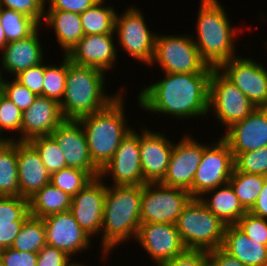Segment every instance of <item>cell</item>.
I'll return each instance as SVG.
<instances>
[{"instance_id":"19","label":"cell","mask_w":267,"mask_h":266,"mask_svg":"<svg viewBox=\"0 0 267 266\" xmlns=\"http://www.w3.org/2000/svg\"><path fill=\"white\" fill-rule=\"evenodd\" d=\"M119 53L117 51L115 33L84 35L67 53V57L75 64L94 67L105 73L114 72Z\"/></svg>"},{"instance_id":"40","label":"cell","mask_w":267,"mask_h":266,"mask_svg":"<svg viewBox=\"0 0 267 266\" xmlns=\"http://www.w3.org/2000/svg\"><path fill=\"white\" fill-rule=\"evenodd\" d=\"M4 77L2 93L11 100L21 112L27 110L34 102L37 95L18 82L14 77ZM11 80V81H10Z\"/></svg>"},{"instance_id":"51","label":"cell","mask_w":267,"mask_h":266,"mask_svg":"<svg viewBox=\"0 0 267 266\" xmlns=\"http://www.w3.org/2000/svg\"><path fill=\"white\" fill-rule=\"evenodd\" d=\"M6 44H7V40H6L5 32L0 22V51L4 48Z\"/></svg>"},{"instance_id":"41","label":"cell","mask_w":267,"mask_h":266,"mask_svg":"<svg viewBox=\"0 0 267 266\" xmlns=\"http://www.w3.org/2000/svg\"><path fill=\"white\" fill-rule=\"evenodd\" d=\"M235 225L252 241L267 245V219L246 212Z\"/></svg>"},{"instance_id":"11","label":"cell","mask_w":267,"mask_h":266,"mask_svg":"<svg viewBox=\"0 0 267 266\" xmlns=\"http://www.w3.org/2000/svg\"><path fill=\"white\" fill-rule=\"evenodd\" d=\"M191 198L185 189L147 182L142 185L141 223L176 224Z\"/></svg>"},{"instance_id":"6","label":"cell","mask_w":267,"mask_h":266,"mask_svg":"<svg viewBox=\"0 0 267 266\" xmlns=\"http://www.w3.org/2000/svg\"><path fill=\"white\" fill-rule=\"evenodd\" d=\"M176 228L186 249L210 251L222 246L226 225L199 198H191Z\"/></svg>"},{"instance_id":"4","label":"cell","mask_w":267,"mask_h":266,"mask_svg":"<svg viewBox=\"0 0 267 266\" xmlns=\"http://www.w3.org/2000/svg\"><path fill=\"white\" fill-rule=\"evenodd\" d=\"M106 77L104 71L75 64L67 57L65 92L60 103L63 118L77 120L102 110L125 90L124 85H118V91L107 93Z\"/></svg>"},{"instance_id":"29","label":"cell","mask_w":267,"mask_h":266,"mask_svg":"<svg viewBox=\"0 0 267 266\" xmlns=\"http://www.w3.org/2000/svg\"><path fill=\"white\" fill-rule=\"evenodd\" d=\"M108 0H98L80 14L84 35L115 33L117 10ZM107 3V4H106Z\"/></svg>"},{"instance_id":"18","label":"cell","mask_w":267,"mask_h":266,"mask_svg":"<svg viewBox=\"0 0 267 266\" xmlns=\"http://www.w3.org/2000/svg\"><path fill=\"white\" fill-rule=\"evenodd\" d=\"M107 185L102 178H93L72 197L70 212L80 227L92 239L100 238Z\"/></svg>"},{"instance_id":"36","label":"cell","mask_w":267,"mask_h":266,"mask_svg":"<svg viewBox=\"0 0 267 266\" xmlns=\"http://www.w3.org/2000/svg\"><path fill=\"white\" fill-rule=\"evenodd\" d=\"M92 179L93 177L84 170L66 167L51 174L50 183L73 197Z\"/></svg>"},{"instance_id":"45","label":"cell","mask_w":267,"mask_h":266,"mask_svg":"<svg viewBox=\"0 0 267 266\" xmlns=\"http://www.w3.org/2000/svg\"><path fill=\"white\" fill-rule=\"evenodd\" d=\"M159 266H210L208 251L186 249L183 253Z\"/></svg>"},{"instance_id":"25","label":"cell","mask_w":267,"mask_h":266,"mask_svg":"<svg viewBox=\"0 0 267 266\" xmlns=\"http://www.w3.org/2000/svg\"><path fill=\"white\" fill-rule=\"evenodd\" d=\"M221 248L246 266H267V245L252 241L236 225H226Z\"/></svg>"},{"instance_id":"24","label":"cell","mask_w":267,"mask_h":266,"mask_svg":"<svg viewBox=\"0 0 267 266\" xmlns=\"http://www.w3.org/2000/svg\"><path fill=\"white\" fill-rule=\"evenodd\" d=\"M19 196L30 198L50 183V174L28 141H17Z\"/></svg>"},{"instance_id":"31","label":"cell","mask_w":267,"mask_h":266,"mask_svg":"<svg viewBox=\"0 0 267 266\" xmlns=\"http://www.w3.org/2000/svg\"><path fill=\"white\" fill-rule=\"evenodd\" d=\"M266 178L267 176L239 172L234 168L229 183L247 212L253 207Z\"/></svg>"},{"instance_id":"2","label":"cell","mask_w":267,"mask_h":266,"mask_svg":"<svg viewBox=\"0 0 267 266\" xmlns=\"http://www.w3.org/2000/svg\"><path fill=\"white\" fill-rule=\"evenodd\" d=\"M141 198V185H107L98 245L100 262L110 260L123 244L135 241L141 224Z\"/></svg>"},{"instance_id":"46","label":"cell","mask_w":267,"mask_h":266,"mask_svg":"<svg viewBox=\"0 0 267 266\" xmlns=\"http://www.w3.org/2000/svg\"><path fill=\"white\" fill-rule=\"evenodd\" d=\"M2 266H36L37 253L21 252L11 247L0 250Z\"/></svg>"},{"instance_id":"17","label":"cell","mask_w":267,"mask_h":266,"mask_svg":"<svg viewBox=\"0 0 267 266\" xmlns=\"http://www.w3.org/2000/svg\"><path fill=\"white\" fill-rule=\"evenodd\" d=\"M134 242H137V247H142V251L150 257L148 261H153L155 266L186 250L176 224L141 223Z\"/></svg>"},{"instance_id":"30","label":"cell","mask_w":267,"mask_h":266,"mask_svg":"<svg viewBox=\"0 0 267 266\" xmlns=\"http://www.w3.org/2000/svg\"><path fill=\"white\" fill-rule=\"evenodd\" d=\"M17 141L0 143V196H19Z\"/></svg>"},{"instance_id":"1","label":"cell","mask_w":267,"mask_h":266,"mask_svg":"<svg viewBox=\"0 0 267 266\" xmlns=\"http://www.w3.org/2000/svg\"><path fill=\"white\" fill-rule=\"evenodd\" d=\"M211 74L164 73L162 78L159 76L158 80L142 86L136 94V105L142 113L145 111L151 116L171 117L184 122L195 118L205 120L208 118Z\"/></svg>"},{"instance_id":"23","label":"cell","mask_w":267,"mask_h":266,"mask_svg":"<svg viewBox=\"0 0 267 266\" xmlns=\"http://www.w3.org/2000/svg\"><path fill=\"white\" fill-rule=\"evenodd\" d=\"M64 120L56 100L37 96L33 104L22 112L21 141L51 135Z\"/></svg>"},{"instance_id":"37","label":"cell","mask_w":267,"mask_h":266,"mask_svg":"<svg viewBox=\"0 0 267 266\" xmlns=\"http://www.w3.org/2000/svg\"><path fill=\"white\" fill-rule=\"evenodd\" d=\"M21 125H22V112L11 100H9L1 92L0 131L5 136H7L9 140L21 141ZM6 134H8L9 136Z\"/></svg>"},{"instance_id":"34","label":"cell","mask_w":267,"mask_h":266,"mask_svg":"<svg viewBox=\"0 0 267 266\" xmlns=\"http://www.w3.org/2000/svg\"><path fill=\"white\" fill-rule=\"evenodd\" d=\"M60 63H51L45 59V74L43 84V96L56 100L59 104L61 103L66 85L67 75V56L62 55Z\"/></svg>"},{"instance_id":"16","label":"cell","mask_w":267,"mask_h":266,"mask_svg":"<svg viewBox=\"0 0 267 266\" xmlns=\"http://www.w3.org/2000/svg\"><path fill=\"white\" fill-rule=\"evenodd\" d=\"M139 128V150L143 180L160 182L166 175L174 140L165 131L153 130L149 126ZM171 137V139L169 138Z\"/></svg>"},{"instance_id":"50","label":"cell","mask_w":267,"mask_h":266,"mask_svg":"<svg viewBox=\"0 0 267 266\" xmlns=\"http://www.w3.org/2000/svg\"><path fill=\"white\" fill-rule=\"evenodd\" d=\"M248 212L255 216L267 219V178L253 207Z\"/></svg>"},{"instance_id":"48","label":"cell","mask_w":267,"mask_h":266,"mask_svg":"<svg viewBox=\"0 0 267 266\" xmlns=\"http://www.w3.org/2000/svg\"><path fill=\"white\" fill-rule=\"evenodd\" d=\"M210 266H246L221 247L208 251Z\"/></svg>"},{"instance_id":"21","label":"cell","mask_w":267,"mask_h":266,"mask_svg":"<svg viewBox=\"0 0 267 266\" xmlns=\"http://www.w3.org/2000/svg\"><path fill=\"white\" fill-rule=\"evenodd\" d=\"M43 28L40 26L29 37L9 42L4 46L0 51V67L3 77L7 78L8 74L10 78L11 76L15 77L25 69L35 66L48 58L45 57L44 43H42L43 39L40 36Z\"/></svg>"},{"instance_id":"7","label":"cell","mask_w":267,"mask_h":266,"mask_svg":"<svg viewBox=\"0 0 267 266\" xmlns=\"http://www.w3.org/2000/svg\"><path fill=\"white\" fill-rule=\"evenodd\" d=\"M149 67L162 70V74L213 72L214 69L202 59L191 33L159 34L158 30Z\"/></svg>"},{"instance_id":"47","label":"cell","mask_w":267,"mask_h":266,"mask_svg":"<svg viewBox=\"0 0 267 266\" xmlns=\"http://www.w3.org/2000/svg\"><path fill=\"white\" fill-rule=\"evenodd\" d=\"M97 1L98 0H45V10H61L81 14Z\"/></svg>"},{"instance_id":"10","label":"cell","mask_w":267,"mask_h":266,"mask_svg":"<svg viewBox=\"0 0 267 266\" xmlns=\"http://www.w3.org/2000/svg\"><path fill=\"white\" fill-rule=\"evenodd\" d=\"M213 139L210 144L208 140L203 142L201 161L189 190L192 198H199L206 191L227 184L235 168L234 155L228 143L220 136Z\"/></svg>"},{"instance_id":"33","label":"cell","mask_w":267,"mask_h":266,"mask_svg":"<svg viewBox=\"0 0 267 266\" xmlns=\"http://www.w3.org/2000/svg\"><path fill=\"white\" fill-rule=\"evenodd\" d=\"M45 245L46 233L43 219L30 215L23 222L11 248L21 252L38 253Z\"/></svg>"},{"instance_id":"20","label":"cell","mask_w":267,"mask_h":266,"mask_svg":"<svg viewBox=\"0 0 267 266\" xmlns=\"http://www.w3.org/2000/svg\"><path fill=\"white\" fill-rule=\"evenodd\" d=\"M63 150L66 166L100 177V169L93 163L85 132L78 120L65 119L51 134Z\"/></svg>"},{"instance_id":"35","label":"cell","mask_w":267,"mask_h":266,"mask_svg":"<svg viewBox=\"0 0 267 266\" xmlns=\"http://www.w3.org/2000/svg\"><path fill=\"white\" fill-rule=\"evenodd\" d=\"M28 142L36 149L50 175L67 167L63 150L51 135L38 136Z\"/></svg>"},{"instance_id":"28","label":"cell","mask_w":267,"mask_h":266,"mask_svg":"<svg viewBox=\"0 0 267 266\" xmlns=\"http://www.w3.org/2000/svg\"><path fill=\"white\" fill-rule=\"evenodd\" d=\"M72 197L51 183L28 198L29 213L36 218L70 210Z\"/></svg>"},{"instance_id":"3","label":"cell","mask_w":267,"mask_h":266,"mask_svg":"<svg viewBox=\"0 0 267 266\" xmlns=\"http://www.w3.org/2000/svg\"><path fill=\"white\" fill-rule=\"evenodd\" d=\"M199 3L196 26L193 29L195 34L191 33V37L208 66L218 68L224 62L242 54L237 52L236 44L240 45V32L245 33L244 29H248V26L243 29L236 27L229 20L232 18L228 16L229 13L220 0H200Z\"/></svg>"},{"instance_id":"53","label":"cell","mask_w":267,"mask_h":266,"mask_svg":"<svg viewBox=\"0 0 267 266\" xmlns=\"http://www.w3.org/2000/svg\"><path fill=\"white\" fill-rule=\"evenodd\" d=\"M3 75H2V71H1V67H0V93L2 92V82H3Z\"/></svg>"},{"instance_id":"49","label":"cell","mask_w":267,"mask_h":266,"mask_svg":"<svg viewBox=\"0 0 267 266\" xmlns=\"http://www.w3.org/2000/svg\"><path fill=\"white\" fill-rule=\"evenodd\" d=\"M23 224H4L0 225V250L9 248L13 245Z\"/></svg>"},{"instance_id":"32","label":"cell","mask_w":267,"mask_h":266,"mask_svg":"<svg viewBox=\"0 0 267 266\" xmlns=\"http://www.w3.org/2000/svg\"><path fill=\"white\" fill-rule=\"evenodd\" d=\"M0 22L7 43L32 35L40 25L31 17L12 9L0 7Z\"/></svg>"},{"instance_id":"5","label":"cell","mask_w":267,"mask_h":266,"mask_svg":"<svg viewBox=\"0 0 267 266\" xmlns=\"http://www.w3.org/2000/svg\"><path fill=\"white\" fill-rule=\"evenodd\" d=\"M126 90L104 109L77 119L85 132L91 159L100 170L111 160L121 140L134 128L129 123L130 117L127 118L129 115H126Z\"/></svg>"},{"instance_id":"22","label":"cell","mask_w":267,"mask_h":266,"mask_svg":"<svg viewBox=\"0 0 267 266\" xmlns=\"http://www.w3.org/2000/svg\"><path fill=\"white\" fill-rule=\"evenodd\" d=\"M221 133L232 152H249L267 146V108H255L249 116Z\"/></svg>"},{"instance_id":"27","label":"cell","mask_w":267,"mask_h":266,"mask_svg":"<svg viewBox=\"0 0 267 266\" xmlns=\"http://www.w3.org/2000/svg\"><path fill=\"white\" fill-rule=\"evenodd\" d=\"M199 199L225 225H235L247 212L229 182L206 191Z\"/></svg>"},{"instance_id":"8","label":"cell","mask_w":267,"mask_h":266,"mask_svg":"<svg viewBox=\"0 0 267 266\" xmlns=\"http://www.w3.org/2000/svg\"><path fill=\"white\" fill-rule=\"evenodd\" d=\"M143 10L130 5L118 12L115 19L117 51L121 50L133 60L150 66L153 61L157 32L150 31Z\"/></svg>"},{"instance_id":"52","label":"cell","mask_w":267,"mask_h":266,"mask_svg":"<svg viewBox=\"0 0 267 266\" xmlns=\"http://www.w3.org/2000/svg\"><path fill=\"white\" fill-rule=\"evenodd\" d=\"M8 137L5 136L1 131H0V143L8 141Z\"/></svg>"},{"instance_id":"15","label":"cell","mask_w":267,"mask_h":266,"mask_svg":"<svg viewBox=\"0 0 267 266\" xmlns=\"http://www.w3.org/2000/svg\"><path fill=\"white\" fill-rule=\"evenodd\" d=\"M185 133L174 142L166 175L160 183L189 191L201 161L203 142L194 138L189 131Z\"/></svg>"},{"instance_id":"12","label":"cell","mask_w":267,"mask_h":266,"mask_svg":"<svg viewBox=\"0 0 267 266\" xmlns=\"http://www.w3.org/2000/svg\"><path fill=\"white\" fill-rule=\"evenodd\" d=\"M43 222L45 225L46 245L65 252L79 266H87V263L83 262V260H75V258L85 257L82 256V253H88V249L90 251L95 248L92 246L94 245V239L85 233L72 213L66 211L52 214L43 218Z\"/></svg>"},{"instance_id":"13","label":"cell","mask_w":267,"mask_h":266,"mask_svg":"<svg viewBox=\"0 0 267 266\" xmlns=\"http://www.w3.org/2000/svg\"><path fill=\"white\" fill-rule=\"evenodd\" d=\"M242 55V56H241ZM240 54L217 69L259 108H267V67L253 56ZM254 59V60H253Z\"/></svg>"},{"instance_id":"44","label":"cell","mask_w":267,"mask_h":266,"mask_svg":"<svg viewBox=\"0 0 267 266\" xmlns=\"http://www.w3.org/2000/svg\"><path fill=\"white\" fill-rule=\"evenodd\" d=\"M36 266H79L71 257L65 252L45 245L37 253Z\"/></svg>"},{"instance_id":"26","label":"cell","mask_w":267,"mask_h":266,"mask_svg":"<svg viewBox=\"0 0 267 266\" xmlns=\"http://www.w3.org/2000/svg\"><path fill=\"white\" fill-rule=\"evenodd\" d=\"M44 26L48 30H54L53 35L58 43V48L63 50L62 55L67 53L78 43L84 36L81 24L80 14L61 11V10H45L44 20L41 27Z\"/></svg>"},{"instance_id":"38","label":"cell","mask_w":267,"mask_h":266,"mask_svg":"<svg viewBox=\"0 0 267 266\" xmlns=\"http://www.w3.org/2000/svg\"><path fill=\"white\" fill-rule=\"evenodd\" d=\"M29 216L27 198L21 196H0V225L23 224Z\"/></svg>"},{"instance_id":"54","label":"cell","mask_w":267,"mask_h":266,"mask_svg":"<svg viewBox=\"0 0 267 266\" xmlns=\"http://www.w3.org/2000/svg\"><path fill=\"white\" fill-rule=\"evenodd\" d=\"M262 43H264V44H262V46H264V48H265L266 51H267V39H266V41H263Z\"/></svg>"},{"instance_id":"9","label":"cell","mask_w":267,"mask_h":266,"mask_svg":"<svg viewBox=\"0 0 267 266\" xmlns=\"http://www.w3.org/2000/svg\"><path fill=\"white\" fill-rule=\"evenodd\" d=\"M249 98L217 68L213 69L209 82L208 115L220 124L224 132L242 121L255 109ZM214 116V117H213Z\"/></svg>"},{"instance_id":"14","label":"cell","mask_w":267,"mask_h":266,"mask_svg":"<svg viewBox=\"0 0 267 266\" xmlns=\"http://www.w3.org/2000/svg\"><path fill=\"white\" fill-rule=\"evenodd\" d=\"M100 178L106 185L145 184L140 160L139 129L137 131L134 127L121 140L111 160L100 171Z\"/></svg>"},{"instance_id":"43","label":"cell","mask_w":267,"mask_h":266,"mask_svg":"<svg viewBox=\"0 0 267 266\" xmlns=\"http://www.w3.org/2000/svg\"><path fill=\"white\" fill-rule=\"evenodd\" d=\"M45 60L17 74L14 78L37 96H43Z\"/></svg>"},{"instance_id":"42","label":"cell","mask_w":267,"mask_h":266,"mask_svg":"<svg viewBox=\"0 0 267 266\" xmlns=\"http://www.w3.org/2000/svg\"><path fill=\"white\" fill-rule=\"evenodd\" d=\"M0 7L23 13L40 26L45 16V0H0Z\"/></svg>"},{"instance_id":"39","label":"cell","mask_w":267,"mask_h":266,"mask_svg":"<svg viewBox=\"0 0 267 266\" xmlns=\"http://www.w3.org/2000/svg\"><path fill=\"white\" fill-rule=\"evenodd\" d=\"M232 153L237 171L267 176V146L249 152Z\"/></svg>"}]
</instances>
